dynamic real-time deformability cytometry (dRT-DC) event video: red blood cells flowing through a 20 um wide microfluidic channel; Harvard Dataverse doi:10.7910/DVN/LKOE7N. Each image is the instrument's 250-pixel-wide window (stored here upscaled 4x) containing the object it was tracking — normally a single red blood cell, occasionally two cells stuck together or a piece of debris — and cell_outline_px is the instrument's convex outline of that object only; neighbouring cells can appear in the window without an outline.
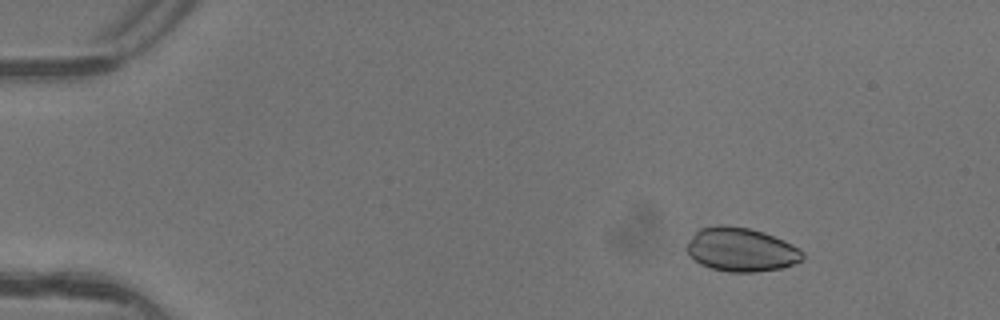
{"species": "common noctule bat (a hibernating species)", "species_latin": "Nyctalus noctula", "temperature_condition": "warm", "stored_images_in_passage": 4, "camera_frame_rate_fps": 3000, "um_per_image_px": 0.085, "animal": {"sex": "female"}, "frame": {"image": 1, "passage_image": 1, "time_ms": 0.0, "image_size_px": [1000, 320], "cell_outline_px": [[804, 256], [800, 260], [784, 268], [756, 272], [728, 272], [712, 268], [700, 264], [684, 248], [688, 240], [700, 228], [716, 224], [724, 224], [748, 228], [764, 232], [784, 240], [792, 244], [804, 252]], "centroid_in_image_um": [62.98, 21.21], "position_along_channel_um": 22.0, "area_um2": 29.71}}
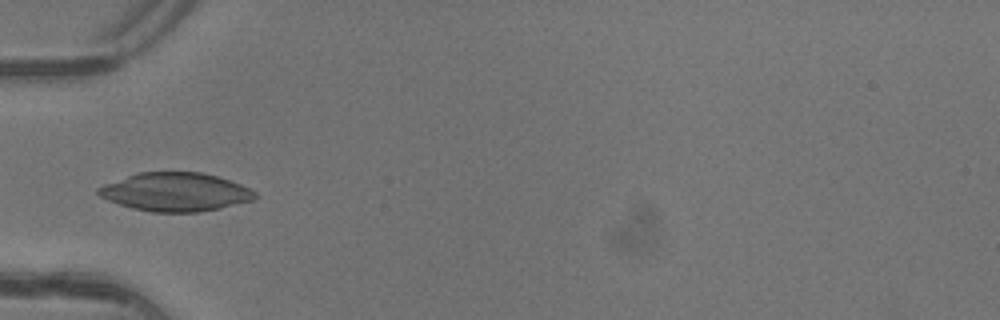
{"frame": {"image": 2, "passage_image": 4, "time_ms": 1.0, "image_size_px": [1000, 320], "cell_outline_px": [[256, 196], [252, 200], [220, 208], [200, 212], [152, 212], [132, 208], [108, 200], [100, 196], [96, 192], [96, 188], [104, 184], [136, 172], [200, 172], [216, 176], [240, 184], [256, 192]], "centroid_in_image_um": [14.87, 16.31], "position_along_channel_um": 70.1, "area_um2": 35.03}}